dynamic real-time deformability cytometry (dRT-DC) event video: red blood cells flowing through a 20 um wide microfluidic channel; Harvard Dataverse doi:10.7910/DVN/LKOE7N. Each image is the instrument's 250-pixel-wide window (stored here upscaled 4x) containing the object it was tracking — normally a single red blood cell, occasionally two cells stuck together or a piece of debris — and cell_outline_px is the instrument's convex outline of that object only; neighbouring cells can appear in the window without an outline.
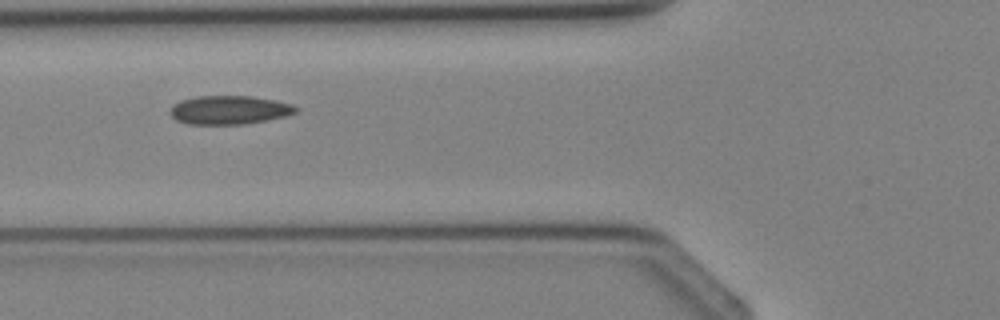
{"species": "Egyptian fruit bat (a non-hibernating species)", "species_latin": "Rousettus aegyptiacus", "temperature_condition": "cold", "stored_images_in_passage": 5, "camera_frame_rate_fps": 3000, "um_per_image_px": 0.085, "animal": {"sex": "female"}, "frame": {"image": 1, "passage_image": 5, "time_ms": 4.667, "image_size_px": [1000, 320], "cell_outline_px": [[300, 108], [296, 112], [284, 116], [244, 124], [188, 124], [176, 120], [168, 112], [172, 104], [180, 100], [196, 96], [252, 96], [276, 100], [292, 104]], "centroid_in_image_um": [19.45, 9.33], "position_along_channel_um": 106.3, "area_um2": 21.1}}